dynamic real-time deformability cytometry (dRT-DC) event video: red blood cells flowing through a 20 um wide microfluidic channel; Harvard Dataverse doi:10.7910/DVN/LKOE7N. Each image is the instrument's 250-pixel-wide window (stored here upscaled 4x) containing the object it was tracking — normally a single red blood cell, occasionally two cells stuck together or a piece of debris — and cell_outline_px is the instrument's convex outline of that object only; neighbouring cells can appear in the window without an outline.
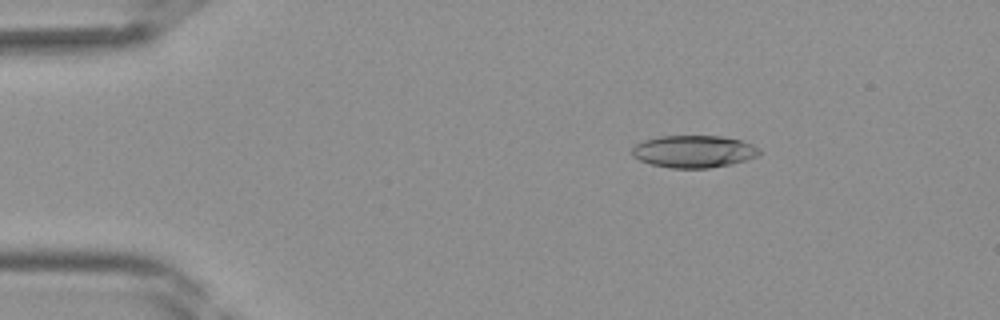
{"species": "Egyptian fruit bat (a non-hibernating species)", "species_latin": "Rousettus aegyptiacus", "temperature_condition": "room temperature", "stored_images_in_passage": 38, "camera_frame_rate_fps": 3000, "um_per_image_px": 0.085, "frame": {"image": 1, "passage_image": 4, "time_ms": 1.0, "image_size_px": [1000, 320], "cell_outline_px": [[760, 156], [732, 164], [708, 168], [672, 168], [652, 164], [640, 160], [632, 156], [632, 148], [636, 144], [644, 140], [660, 136], [720, 136], [744, 140], [760, 148]], "centroid_in_image_um": [59.02, 12.87], "position_along_channel_um": 26.0, "area_um2": 24.1}}
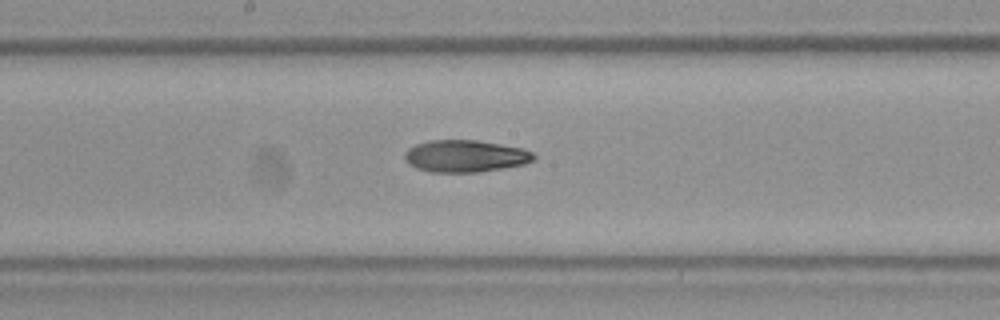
{"frame": {"image": 2, "passage_image": 19, "time_ms": 6.0, "image_size_px": [1000, 320], "cell_outline_px": [[536, 156], [532, 160], [524, 164], [480, 172], [432, 172], [416, 168], [408, 164], [404, 160], [404, 152], [408, 148], [416, 144], [428, 140], [476, 140], [524, 148], [532, 152]], "centroid_in_image_um": [39.51, 13.26], "position_along_channel_um": 208.7, "area_um2": 24.22}}
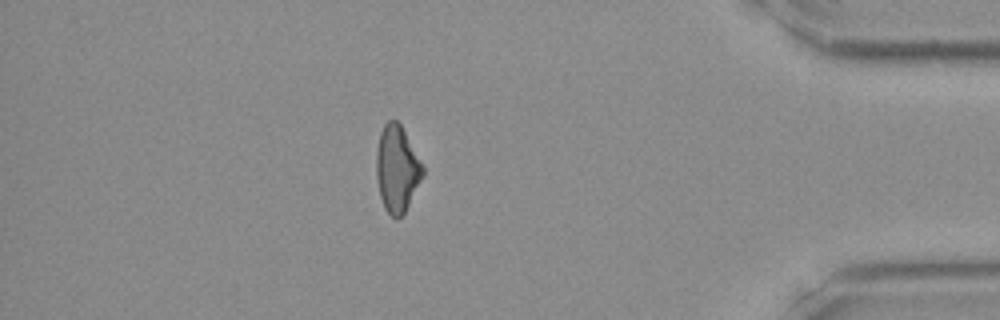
{"frame": {"image": 3, "passage_image": 33, "time_ms": 10.667, "image_size_px": [1000, 320], "cell_outline_px": [[424, 176], [404, 212], [396, 220], [384, 208], [380, 196], [376, 176], [376, 152], [380, 132], [384, 124], [388, 120], [396, 120], [400, 124], [424, 168]], "centroid_in_image_um": [33.73, 14.36], "position_along_channel_um": 401.5, "area_um2": 23.18}}